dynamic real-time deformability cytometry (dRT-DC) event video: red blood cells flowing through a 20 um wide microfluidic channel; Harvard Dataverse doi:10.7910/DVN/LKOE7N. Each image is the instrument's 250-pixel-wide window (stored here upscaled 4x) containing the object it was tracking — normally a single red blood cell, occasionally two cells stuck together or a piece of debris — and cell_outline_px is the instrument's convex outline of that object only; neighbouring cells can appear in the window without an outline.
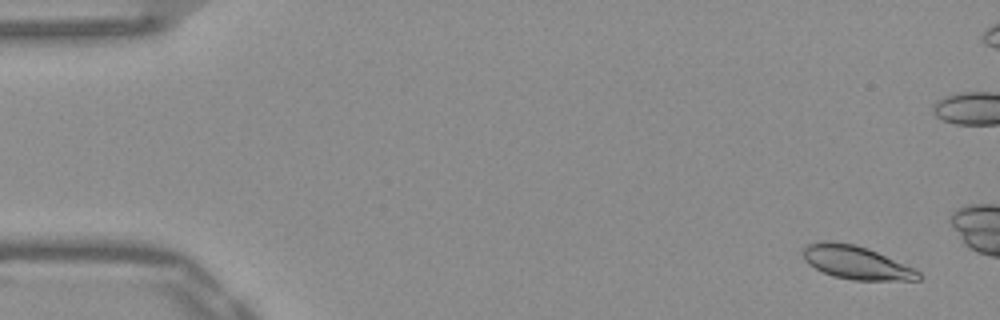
{"species": "Egyptian fruit bat (a non-hibernating species)", "species_latin": "Rousettus aegyptiacus", "temperature_condition": "warm", "stored_images_in_passage": 14, "camera_frame_rate_fps": 3000, "um_per_image_px": 0.085, "frame": {"image": 1, "passage_image": 3, "time_ms": 0.667, "image_size_px": [1000, 320], "cell_outline_px": [[924, 276], [920, 280], [852, 280], [832, 276], [808, 264], [804, 260], [804, 248], [808, 244], [824, 240], [832, 240], [856, 244], [868, 248], [912, 268], [920, 272]], "centroid_in_image_um": [72.77, 22.31], "position_along_channel_um": 12.2, "area_um2": 22.37}}